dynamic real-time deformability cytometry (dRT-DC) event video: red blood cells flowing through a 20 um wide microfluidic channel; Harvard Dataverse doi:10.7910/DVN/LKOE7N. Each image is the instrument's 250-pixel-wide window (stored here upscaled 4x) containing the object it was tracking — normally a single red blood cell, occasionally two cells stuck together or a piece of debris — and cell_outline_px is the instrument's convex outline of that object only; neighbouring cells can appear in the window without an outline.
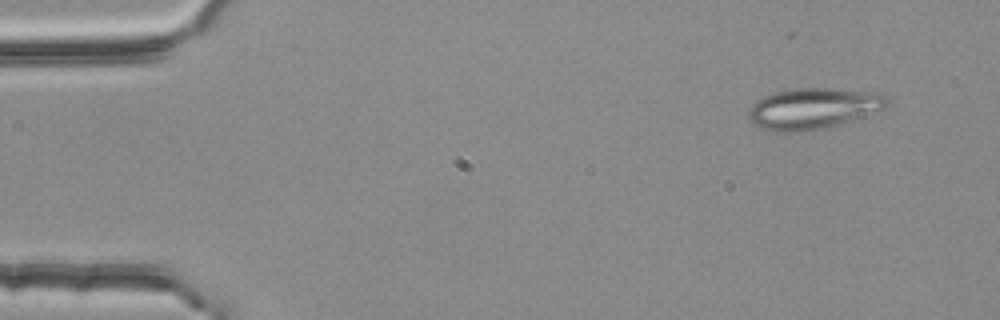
{"species": "common noctule bat (a hibernating species)", "species_latin": "Nyctalus noctula", "temperature_condition": "room temperature", "stored_images_in_passage": 2, "camera_frame_rate_fps": 3000, "um_per_image_px": 0.085, "animal": {"sex": "female", "body_mass_g": 25.1}, "frame": {"image": 1, "passage_image": 2, "time_ms": 0.333, "image_size_px": [1000, 320], "cell_outline_px": [[888, 104], [884, 108], [852, 120], [828, 128], [804, 132], [776, 132], [764, 128], [748, 120], [748, 112], [752, 104], [756, 100], [764, 96], [776, 92], [792, 88], [836, 88], [884, 92], [888, 96]], "centroid_in_image_um": [69.16, 9.21], "position_along_channel_um": 15.8, "area_um2": 33.58}}